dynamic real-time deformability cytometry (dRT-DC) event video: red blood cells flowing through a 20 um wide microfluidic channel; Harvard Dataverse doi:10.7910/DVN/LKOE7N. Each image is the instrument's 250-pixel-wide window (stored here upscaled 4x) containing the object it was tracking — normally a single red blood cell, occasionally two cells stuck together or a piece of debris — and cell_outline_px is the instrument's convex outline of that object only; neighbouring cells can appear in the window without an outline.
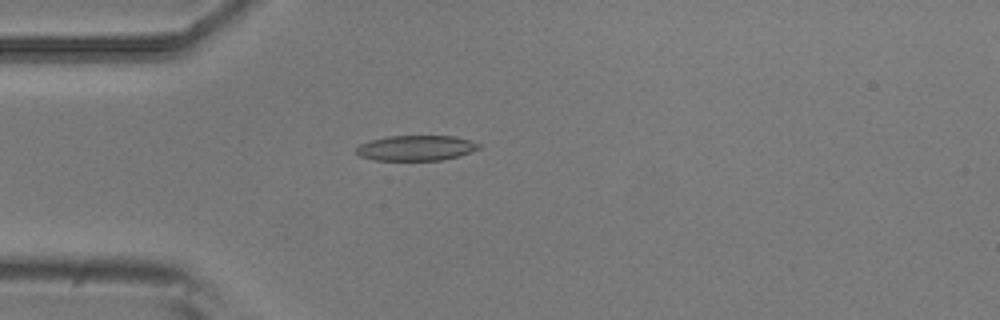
{"species": "common noctule bat (a hibernating species)", "species_latin": "Nyctalus noctula", "temperature_condition": "room temperature", "stored_images_in_passage": 5, "camera_frame_rate_fps": 3000, "um_per_image_px": 0.085, "animal": {"sex": "male", "body_mass_g": 20.5, "forearm_length_mm": 52.5}, "frame": {"image": 1, "passage_image": 4, "time_ms": 1.0, "image_size_px": [1000, 320], "cell_outline_px": [[480, 148], [472, 152], [460, 156], [444, 160], [376, 160], [360, 156], [356, 152], [356, 148], [360, 144], [368, 140], [388, 136], [456, 136], [472, 140], [480, 144]], "centroid_in_image_um": [35.4, 12.57], "position_along_channel_um": 49.6, "area_um2": 18.26}}